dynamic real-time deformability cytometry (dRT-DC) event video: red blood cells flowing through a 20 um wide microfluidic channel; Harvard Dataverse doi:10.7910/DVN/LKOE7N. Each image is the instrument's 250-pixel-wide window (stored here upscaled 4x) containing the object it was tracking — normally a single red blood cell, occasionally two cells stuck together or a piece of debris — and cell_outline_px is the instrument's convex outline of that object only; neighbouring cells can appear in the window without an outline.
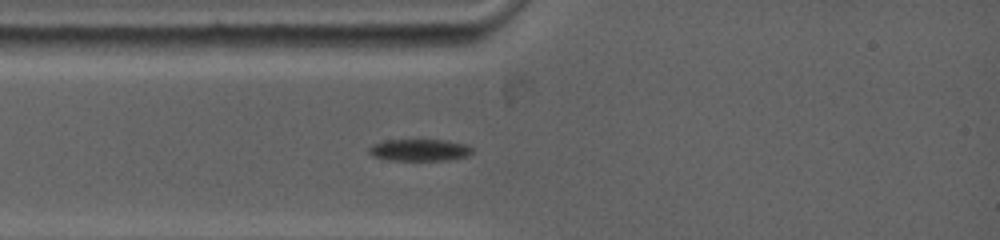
{"species": "common noctule bat (a hibernating species)", "species_latin": "Nyctalus noctula", "temperature_condition": "warm", "stored_images_in_passage": 5, "camera_frame_rate_fps": 5000, "um_per_image_px": 0.085, "animal": {"sex": "female", "body_mass_g": 19.0, "forearm_length_mm": 53.3}, "frame": {"image": 1, "passage_image": 2, "time_ms": 1.0, "image_size_px": [1000, 240], "cell_outline_px": [[472, 152], [468, 156], [448, 160], [388, 160], [372, 156], [368, 152], [368, 148], [372, 144], [388, 140], [444, 140], [468, 144], [472, 148]], "centroid_in_image_um": [35.66, 12.75], "position_along_channel_um": 49.3, "area_um2": 13.24}}
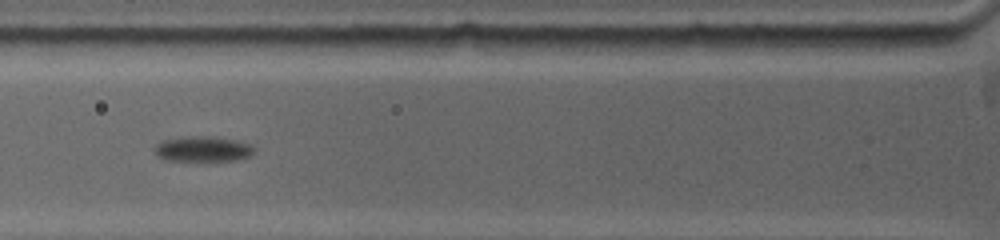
{"frame": {"image": 2, "passage_image": 4, "time_ms": 2.6, "image_size_px": [1000, 240], "cell_outline_px": [[252, 152], [248, 156], [240, 160], [164, 160], [156, 156], [152, 148], [160, 140], [180, 136], [216, 136], [236, 140], [248, 144], [252, 148]], "centroid_in_image_um": [17.12, 12.64], "position_along_channel_um": 108.7, "area_um2": 14.85}}